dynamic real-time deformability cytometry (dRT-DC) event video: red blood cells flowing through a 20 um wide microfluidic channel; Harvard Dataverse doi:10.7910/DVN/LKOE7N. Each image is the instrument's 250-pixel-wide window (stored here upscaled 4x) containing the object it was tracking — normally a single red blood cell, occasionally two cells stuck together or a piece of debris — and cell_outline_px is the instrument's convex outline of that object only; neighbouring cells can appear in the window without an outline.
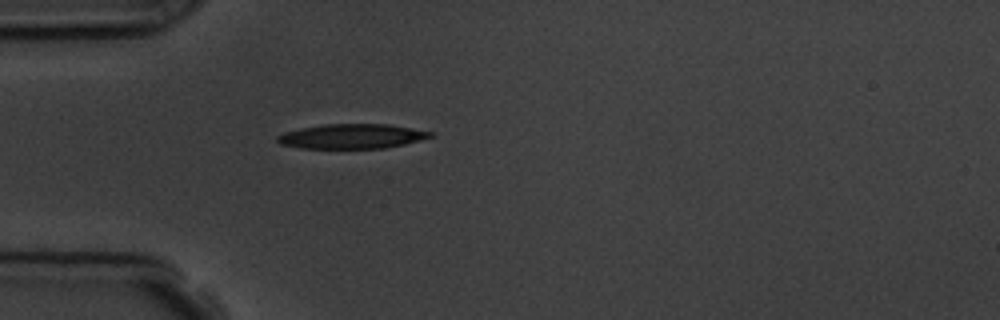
{"species": "common noctule bat (a hibernating species)", "species_latin": "Nyctalus noctula", "temperature_condition": "room temperature", "stored_images_in_passage": 1, "camera_frame_rate_fps": 3000, "um_per_image_px": 0.085, "animal": {"sex": "male", "body_mass_g": 19.5, "forearm_length_mm": 54.6}, "frame": {"image": 1, "passage_image": 1, "time_ms": 0.0, "image_size_px": [1000, 320], "cell_outline_px": [[436, 132], [432, 136], [420, 140], [404, 144], [384, 148], [300, 148], [280, 144], [276, 140], [276, 136], [284, 132], [300, 128], [324, 124], [388, 124]], "centroid_in_image_um": [29.9, 11.58], "position_along_channel_um": 55.1, "area_um2": 22.02}}